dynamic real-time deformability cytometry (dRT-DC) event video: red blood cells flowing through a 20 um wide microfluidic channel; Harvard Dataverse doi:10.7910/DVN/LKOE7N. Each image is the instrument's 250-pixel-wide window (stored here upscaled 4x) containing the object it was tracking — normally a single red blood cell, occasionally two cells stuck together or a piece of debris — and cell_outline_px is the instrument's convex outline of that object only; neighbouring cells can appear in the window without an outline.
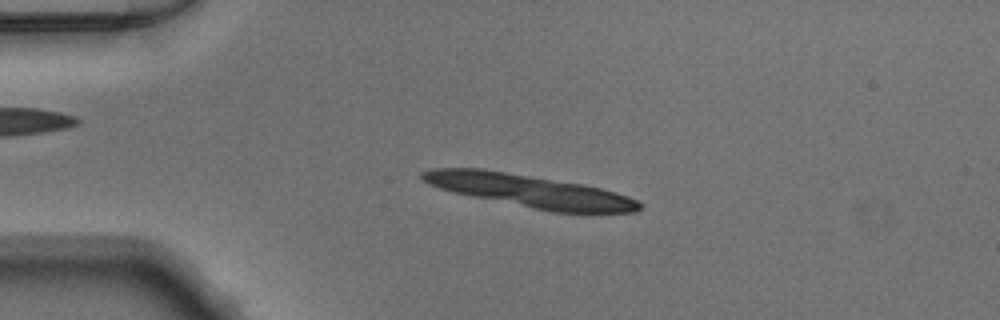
{"species": "Egyptian fruit bat (a non-hibernating species)", "species_latin": "Rousettus aegyptiacus", "temperature_condition": "warm", "stored_images_in_passage": 13, "camera_frame_rate_fps": 3000, "um_per_image_px": 0.085, "animal": {"sex": "male"}, "frame": {"image": 1, "passage_image": 4, "time_ms": 1.0, "image_size_px": [1000, 320], "cell_outline_px": [[640, 208], [636, 212], [552, 212], [456, 192], [440, 188], [428, 184], [420, 176], [420, 172], [432, 168], [484, 168], [580, 184], [600, 188], [616, 192], [628, 196], [636, 200], [640, 204]], "centroid_in_image_um": [45.01, 16.21], "position_along_channel_um": 40.0, "area_um2": 40.46}}